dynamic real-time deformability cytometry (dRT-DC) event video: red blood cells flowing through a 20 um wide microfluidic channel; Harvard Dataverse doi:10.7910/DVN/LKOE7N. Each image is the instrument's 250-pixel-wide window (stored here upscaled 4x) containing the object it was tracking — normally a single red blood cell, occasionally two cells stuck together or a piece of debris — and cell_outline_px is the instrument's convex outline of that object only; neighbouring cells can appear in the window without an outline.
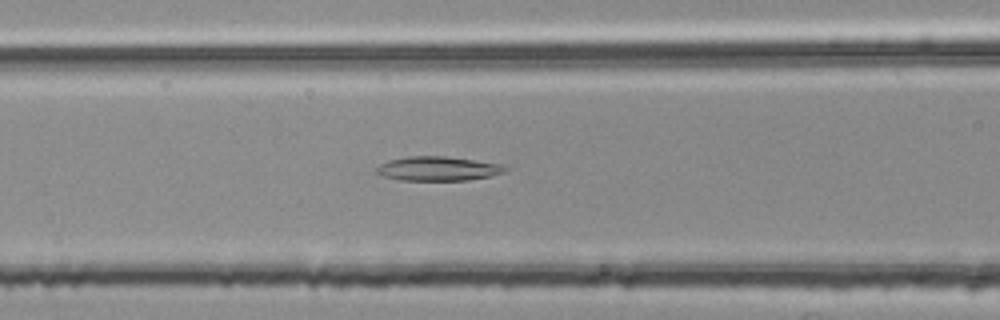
{"species": "common noctule bat (a hibernating species)", "species_latin": "Nyctalus noctula", "temperature_condition": "room temperature", "stored_images_in_passage": 49, "camera_frame_rate_fps": 3000, "um_per_image_px": 0.085, "animal": {"sex": "female", "body_mass_g": 25.1}, "frame": {"image": 1, "passage_image": 16, "time_ms": 5.0, "image_size_px": [1000, 320], "cell_outline_px": [[512, 168], [504, 172], [492, 176], [468, 180], [400, 180], [380, 176], [376, 172], [376, 168], [380, 164], [388, 160], [408, 156], [444, 156], [500, 164]], "centroid_in_image_um": [37.22, 14.34], "position_along_channel_um": 129.4, "area_um2": 18.26}}
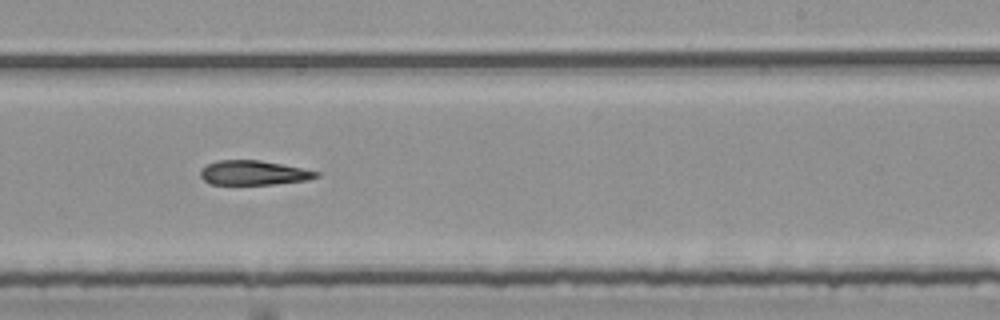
{"frame": {"image": 2, "passage_image": 27, "time_ms": 8.667, "image_size_px": [1000, 320], "cell_outline_px": [[320, 176], [308, 180], [272, 184], [212, 184], [204, 180], [200, 176], [200, 168], [216, 160], [260, 160], [320, 172]], "centroid_in_image_um": [21.53, 14.68], "position_along_channel_um": 267.5, "area_um2": 16.42}}
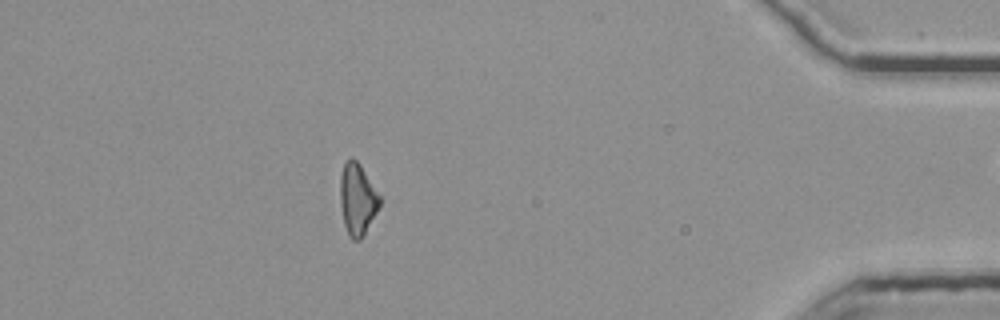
{"frame": {"image": 3, "passage_image": 42, "time_ms": 13.667, "image_size_px": [1000, 320], "cell_outline_px": [[380, 208], [360, 240], [352, 240], [348, 236], [344, 224], [340, 204], [340, 176], [344, 164], [352, 156], [360, 164], [380, 196]], "centroid_in_image_um": [30.38, 16.95], "position_along_channel_um": 404.8, "area_um2": 16.53}, "authors_computed_cell_mechanics": {"area_um2": 17.5134, "velocity_mm_per_s": 3.7753, "shape_relaxation_time_tau1_ms": null, "shape_relaxation_time_tau2_ms": 9.7314, "deformation_change_tau1": null, "deformation_change_tau2": 0.2221}}